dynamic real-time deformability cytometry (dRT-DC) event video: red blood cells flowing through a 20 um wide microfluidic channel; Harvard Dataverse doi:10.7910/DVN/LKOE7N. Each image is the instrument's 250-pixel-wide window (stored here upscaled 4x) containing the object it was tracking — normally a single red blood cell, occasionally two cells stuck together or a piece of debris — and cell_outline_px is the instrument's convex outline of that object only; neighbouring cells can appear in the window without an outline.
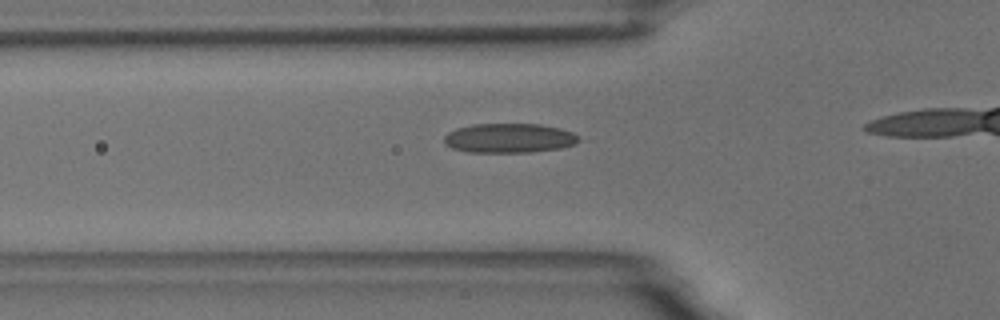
{"species": "common noctule bat (a hibernating species)", "species_latin": "Nyctalus noctula", "temperature_condition": "room temperature", "stored_images_in_passage": 20, "camera_frame_rate_fps": 3000, "um_per_image_px": 0.085, "animal": {"sex": "male", "body_mass_g": 18.8}, "frame": {"image": 1, "passage_image": 12, "time_ms": 3.667, "image_size_px": [1000, 320], "cell_outline_px": [[580, 140], [576, 144], [560, 148], [532, 152], [468, 152], [452, 148], [444, 144], [444, 136], [448, 132], [456, 128], [472, 124], [540, 124], [560, 128], [572, 132]], "centroid_in_image_um": [43.25, 11.74], "position_along_channel_um": 82.5, "area_um2": 23.18}}